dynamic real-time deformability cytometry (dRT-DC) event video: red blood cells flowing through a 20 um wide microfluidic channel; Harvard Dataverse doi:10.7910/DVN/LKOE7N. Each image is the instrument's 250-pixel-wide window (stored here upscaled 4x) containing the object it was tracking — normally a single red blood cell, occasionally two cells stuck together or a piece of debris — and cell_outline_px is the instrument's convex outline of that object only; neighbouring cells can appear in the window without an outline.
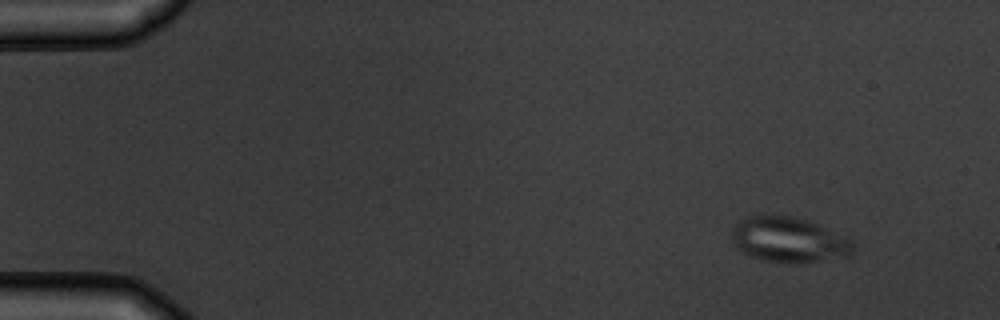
{"species": "common noctule bat (a hibernating species)", "species_latin": "Nyctalus noctula", "temperature_condition": "warm", "stored_images_in_passage": 4, "camera_frame_rate_fps": 3000, "um_per_image_px": 0.085, "animal": {"sex": "male", "body_mass_g": 19.5, "forearm_length_mm": 54.6}, "frame": {"image": 1, "passage_image": 1, "time_ms": 0.0, "image_size_px": [1000, 320], "cell_outline_px": [[856, 244], [852, 256], [796, 264], [764, 260], [752, 256], [736, 248], [732, 240], [732, 228], [740, 220], [748, 216], [792, 216], [816, 224], [852, 240]], "centroid_in_image_um": [67.08, 20.41], "position_along_channel_um": 17.9, "area_um2": 31.85}}